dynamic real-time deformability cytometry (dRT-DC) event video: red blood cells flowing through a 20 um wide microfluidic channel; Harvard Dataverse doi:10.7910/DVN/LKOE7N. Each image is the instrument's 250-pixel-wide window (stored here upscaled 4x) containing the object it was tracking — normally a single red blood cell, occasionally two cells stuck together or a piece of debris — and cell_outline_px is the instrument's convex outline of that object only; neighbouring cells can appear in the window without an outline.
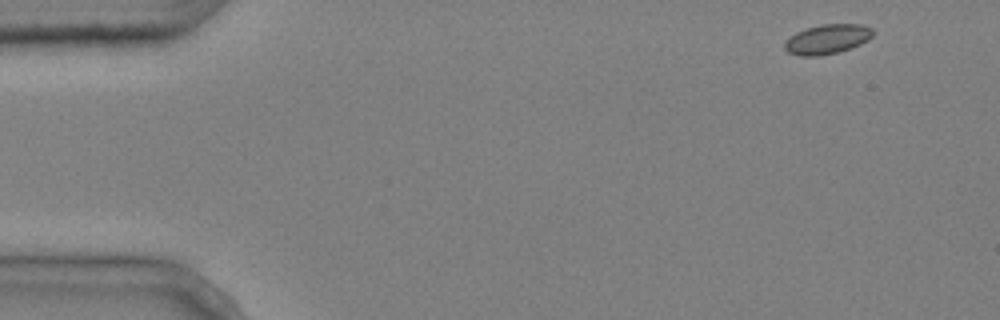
{"species": "common noctule bat (a hibernating species)", "species_latin": "Nyctalus noctula", "temperature_condition": "cold", "stored_images_in_passage": 5, "camera_frame_rate_fps": 3000, "um_per_image_px": 0.085, "animal": {"sex": "male", "body_mass_g": 20.4}, "frame": {"image": 1, "passage_image": 1, "time_ms": 0.0, "image_size_px": [1000, 320], "cell_outline_px": [[876, 32], [868, 40], [860, 44], [836, 52], [816, 56], [800, 56], [788, 52], [784, 48], [784, 44], [796, 32], [820, 24], [860, 24], [872, 28]], "centroid_in_image_um": [70.34, 3.32], "position_along_channel_um": 14.7, "area_um2": 15.03}}